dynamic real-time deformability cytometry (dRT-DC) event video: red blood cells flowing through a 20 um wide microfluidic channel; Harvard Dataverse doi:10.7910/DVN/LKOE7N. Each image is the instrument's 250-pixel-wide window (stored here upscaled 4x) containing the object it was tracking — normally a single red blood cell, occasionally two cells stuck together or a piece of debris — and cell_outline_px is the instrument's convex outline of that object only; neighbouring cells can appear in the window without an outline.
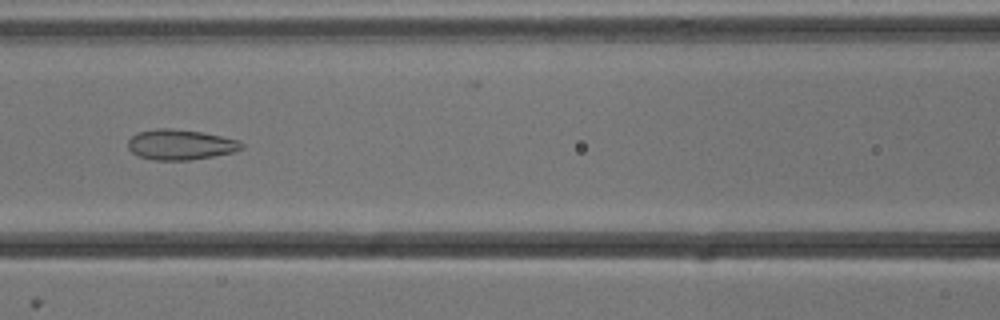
{"species": "common noctule bat (a hibernating species)", "species_latin": "Nyctalus noctula", "temperature_condition": "cold", "stored_images_in_passage": 53, "camera_frame_rate_fps": 3000, "um_per_image_px": 0.085, "animal": {"sex": "male", "body_mass_g": 13.3}, "frame": {"image": 1, "passage_image": 23, "time_ms": 7.333, "image_size_px": [1000, 320], "cell_outline_px": [[244, 148], [236, 152], [192, 160], [156, 160], [136, 156], [128, 148], [128, 140], [136, 132], [156, 128], [168, 128], [204, 132], [240, 140], [244, 144]], "centroid_in_image_um": [15.36, 12.29], "position_along_channel_um": 151.2, "area_um2": 20.46}}
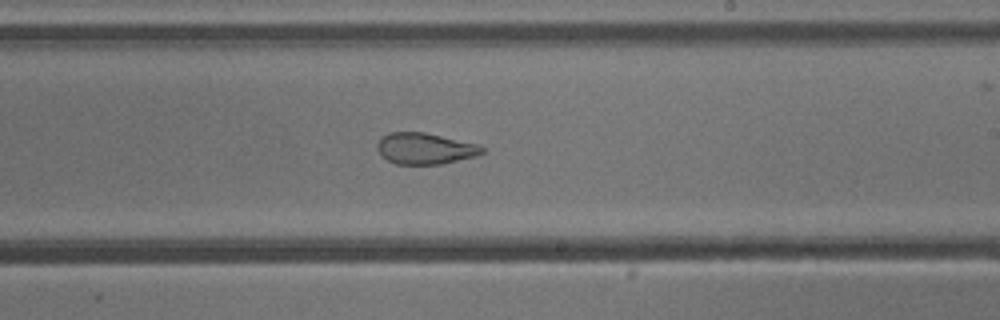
{"frame": {"image": 2, "passage_image": 31, "time_ms": 10.0, "image_size_px": [1000, 320], "cell_outline_px": [[484, 152], [476, 156], [440, 164], [396, 164], [388, 160], [376, 148], [376, 144], [388, 132], [424, 132], [480, 144], [484, 148]], "centroid_in_image_um": [36.16, 12.62], "position_along_channel_um": 252.8, "area_um2": 19.02}}
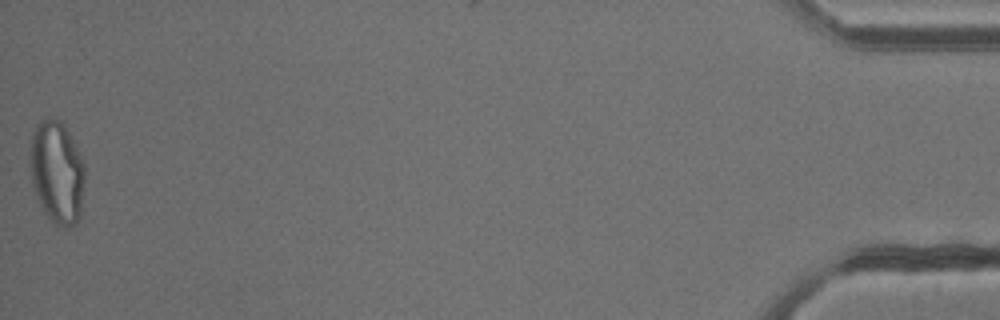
{"frame": {"image": 3, "passage_image": 53, "time_ms": 17.333, "image_size_px": [1000, 320], "cell_outline_px": [[84, 180], [80, 216], [76, 224], [68, 228], [56, 224], [44, 212], [40, 204], [32, 184], [32, 136], [36, 124], [40, 120], [56, 116], [64, 124], [76, 148], [84, 168]], "centroid_in_image_um": [4.86, 14.64], "position_along_channel_um": 430.3, "area_um2": 32.08}, "authors_computed_cell_mechanics": {"area_um2": 25.8366, "velocity_mm_per_s": 3.8261, "shape_relaxation_time_tau1_ms": null, "shape_relaxation_time_tau2_ms": 1.5904, "deformation_change_tau1": null, "deformation_change_tau2": 0.094}}